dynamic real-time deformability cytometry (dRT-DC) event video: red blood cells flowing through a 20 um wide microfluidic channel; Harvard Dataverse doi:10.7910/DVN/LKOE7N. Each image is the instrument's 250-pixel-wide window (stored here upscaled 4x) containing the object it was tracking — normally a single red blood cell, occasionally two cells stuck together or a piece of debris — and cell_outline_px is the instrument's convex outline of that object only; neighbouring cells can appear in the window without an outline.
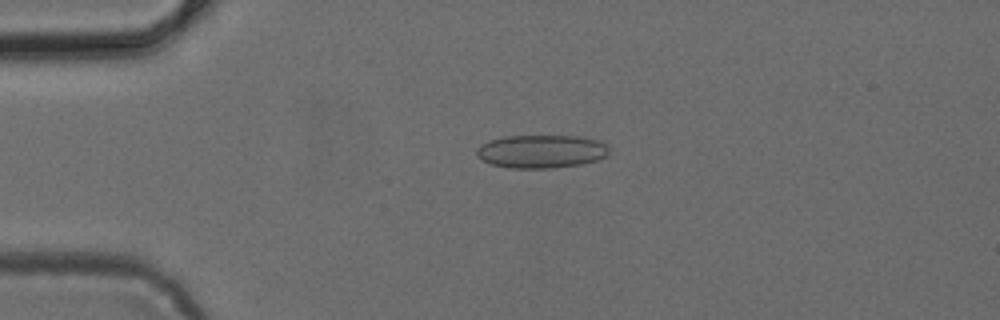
{"species": "common noctule bat (a hibernating species)", "species_latin": "Nyctalus noctula", "temperature_condition": "cold", "stored_images_in_passage": 47, "camera_frame_rate_fps": 3000, "um_per_image_px": 0.085, "animal": {"sex": "female", "body_mass_g": 24.6, "forearm_length_mm": 56.2}, "frame": {"image": 1, "passage_image": 10, "time_ms": 3.0, "image_size_px": [1000, 320], "cell_outline_px": [[608, 152], [604, 156], [596, 160], [580, 164], [552, 168], [508, 168], [492, 164], [480, 160], [476, 156], [476, 148], [480, 144], [488, 140], [504, 136], [580, 136], [600, 140], [608, 144]], "centroid_in_image_um": [45.97, 12.86], "position_along_channel_um": 39.0, "area_um2": 25.89}}
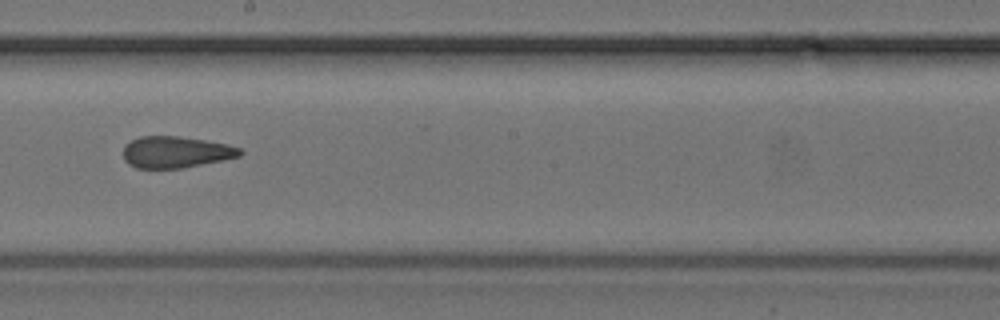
{"frame": {"image": 2, "passage_image": 26, "time_ms": 8.333, "image_size_px": [1000, 320], "cell_outline_px": [[244, 152], [240, 156], [224, 160], [184, 168], [136, 168], [128, 164], [124, 160], [124, 144], [140, 136], [176, 136], [204, 140], [228, 144], [240, 148]], "centroid_in_image_um": [14.95, 12.93], "position_along_channel_um": 233.3, "area_um2": 21.56}}
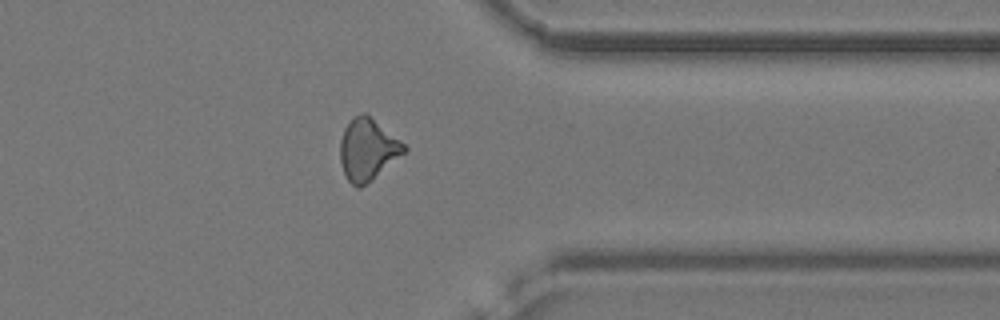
{"frame": {"image": 3, "passage_image": 37, "time_ms": 12.0, "image_size_px": [1000, 320], "cell_outline_px": [[408, 148], [404, 152], [372, 180], [360, 188], [356, 188], [348, 180], [344, 172], [340, 160], [340, 140], [344, 128], [356, 116], [364, 112], [404, 144]], "centroid_in_image_um": [31.22, 12.74], "position_along_channel_um": 380.2, "area_um2": 22.37}}